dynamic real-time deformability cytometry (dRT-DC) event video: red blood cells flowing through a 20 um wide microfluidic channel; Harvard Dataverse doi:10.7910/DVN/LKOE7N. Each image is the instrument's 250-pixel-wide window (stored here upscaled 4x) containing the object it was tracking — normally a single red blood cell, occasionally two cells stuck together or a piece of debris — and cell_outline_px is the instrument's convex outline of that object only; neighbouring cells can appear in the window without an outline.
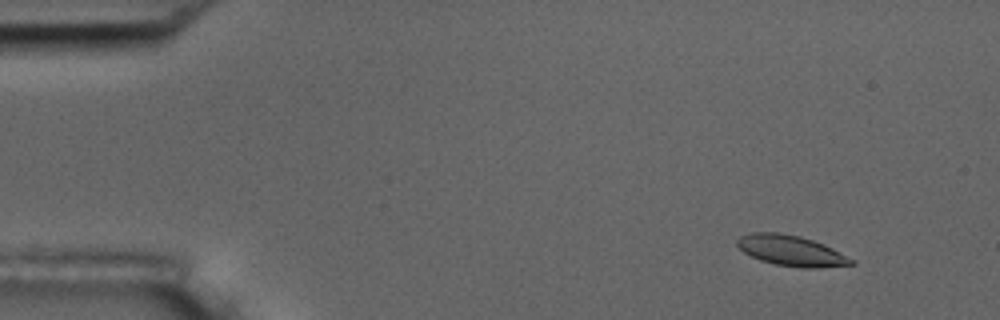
{"species": "common noctule bat (a hibernating species)", "species_latin": "Nyctalus noctula", "temperature_condition": "room temperature", "stored_images_in_passage": 56, "camera_frame_rate_fps": 3000, "um_per_image_px": 0.085, "animal": {"sex": "male", "body_mass_g": 17.5, "forearm_length_mm": 52.3}, "frame": {"image": 1, "passage_image": 6, "time_ms": 1.667, "image_size_px": [1000, 320], "cell_outline_px": [[856, 264], [816, 268], [800, 268], [776, 264], [760, 260], [744, 252], [736, 244], [736, 240], [740, 236], [752, 232], [776, 232], [800, 236], [824, 244], [856, 260]], "centroid_in_image_um": [67.27, 21.31], "position_along_channel_um": 17.7, "area_um2": 20.35}}
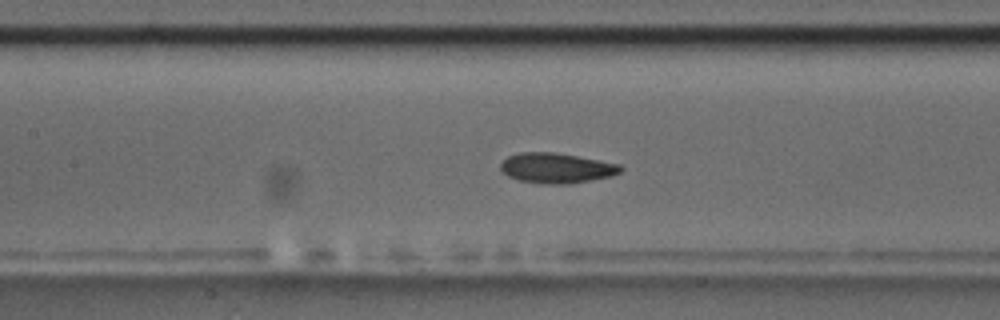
{"frame": {"image": 2, "passage_image": 26, "time_ms": 8.333, "image_size_px": [1000, 320], "cell_outline_px": [[624, 168], [620, 172], [612, 176], [572, 184], [540, 184], [520, 180], [508, 176], [500, 168], [500, 164], [508, 156], [520, 152], [552, 152], [576, 156], [620, 164]], "centroid_in_image_um": [47.31, 14.29], "position_along_channel_um": 160.1, "area_um2": 21.1}}
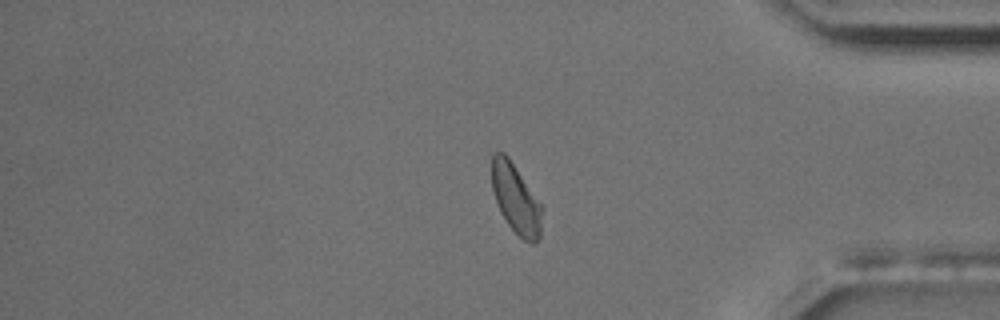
{"frame": {"image": 3, "passage_image": 47, "time_ms": 15.333, "image_size_px": [1000, 320], "cell_outline_px": [[544, 208], [540, 240], [532, 244], [524, 240], [508, 224], [500, 212], [492, 192], [492, 152], [504, 152], [508, 156]], "centroid_in_image_um": [43.87, 16.92], "position_along_channel_um": 391.3, "area_um2": 20.58}, "authors_computed_cell_mechanics": {"area_um2": 20.6346, "velocity_mm_per_s": 3.6315, "shape_relaxation_time_tau1_ms": null, "shape_relaxation_time_tau2_ms": 7.3883, "deformation_change_tau1": null, "deformation_change_tau2": 0.1123}}